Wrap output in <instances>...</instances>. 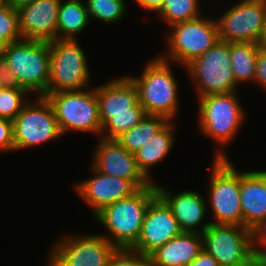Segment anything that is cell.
<instances>
[{
	"mask_svg": "<svg viewBox=\"0 0 266 266\" xmlns=\"http://www.w3.org/2000/svg\"><path fill=\"white\" fill-rule=\"evenodd\" d=\"M157 196L153 183L104 207L94 217L110 232L104 237L117 249H131L140 237L146 211Z\"/></svg>",
	"mask_w": 266,
	"mask_h": 266,
	"instance_id": "6da1fadb",
	"label": "cell"
},
{
	"mask_svg": "<svg viewBox=\"0 0 266 266\" xmlns=\"http://www.w3.org/2000/svg\"><path fill=\"white\" fill-rule=\"evenodd\" d=\"M169 64L156 57L146 64L140 77H128L137 87L139 104L146 114L172 121L178 110V87Z\"/></svg>",
	"mask_w": 266,
	"mask_h": 266,
	"instance_id": "7a4b0ae2",
	"label": "cell"
},
{
	"mask_svg": "<svg viewBox=\"0 0 266 266\" xmlns=\"http://www.w3.org/2000/svg\"><path fill=\"white\" fill-rule=\"evenodd\" d=\"M0 54L8 62L20 86L43 96L47 92L50 69L49 42L22 39L10 43Z\"/></svg>",
	"mask_w": 266,
	"mask_h": 266,
	"instance_id": "3957f363",
	"label": "cell"
},
{
	"mask_svg": "<svg viewBox=\"0 0 266 266\" xmlns=\"http://www.w3.org/2000/svg\"><path fill=\"white\" fill-rule=\"evenodd\" d=\"M224 151H216L210 178V202L213 224L243 226L240 203V172Z\"/></svg>",
	"mask_w": 266,
	"mask_h": 266,
	"instance_id": "277c9868",
	"label": "cell"
},
{
	"mask_svg": "<svg viewBox=\"0 0 266 266\" xmlns=\"http://www.w3.org/2000/svg\"><path fill=\"white\" fill-rule=\"evenodd\" d=\"M230 43L218 40L209 50L187 64L198 98L237 92L231 68Z\"/></svg>",
	"mask_w": 266,
	"mask_h": 266,
	"instance_id": "5b68a950",
	"label": "cell"
},
{
	"mask_svg": "<svg viewBox=\"0 0 266 266\" xmlns=\"http://www.w3.org/2000/svg\"><path fill=\"white\" fill-rule=\"evenodd\" d=\"M77 42L76 39H56L49 42V81L44 97L50 93L82 90L88 85V59Z\"/></svg>",
	"mask_w": 266,
	"mask_h": 266,
	"instance_id": "8992f818",
	"label": "cell"
},
{
	"mask_svg": "<svg viewBox=\"0 0 266 266\" xmlns=\"http://www.w3.org/2000/svg\"><path fill=\"white\" fill-rule=\"evenodd\" d=\"M50 101L62 134L70 130L99 133L102 124L99 119V108L96 87L87 91L72 90L50 93Z\"/></svg>",
	"mask_w": 266,
	"mask_h": 266,
	"instance_id": "52a82bcc",
	"label": "cell"
},
{
	"mask_svg": "<svg viewBox=\"0 0 266 266\" xmlns=\"http://www.w3.org/2000/svg\"><path fill=\"white\" fill-rule=\"evenodd\" d=\"M199 99V127L206 135L224 146L234 138L245 119L236 92L213 94Z\"/></svg>",
	"mask_w": 266,
	"mask_h": 266,
	"instance_id": "ba28073f",
	"label": "cell"
},
{
	"mask_svg": "<svg viewBox=\"0 0 266 266\" xmlns=\"http://www.w3.org/2000/svg\"><path fill=\"white\" fill-rule=\"evenodd\" d=\"M168 41V58L159 56L169 62L173 61L185 67L195 58L204 54L218 40L216 20L205 19L202 16L194 20L180 22L170 26Z\"/></svg>",
	"mask_w": 266,
	"mask_h": 266,
	"instance_id": "9c48e42d",
	"label": "cell"
},
{
	"mask_svg": "<svg viewBox=\"0 0 266 266\" xmlns=\"http://www.w3.org/2000/svg\"><path fill=\"white\" fill-rule=\"evenodd\" d=\"M27 102L13 122L14 150L33 147L62 136L54 109L44 96Z\"/></svg>",
	"mask_w": 266,
	"mask_h": 266,
	"instance_id": "30bf717a",
	"label": "cell"
},
{
	"mask_svg": "<svg viewBox=\"0 0 266 266\" xmlns=\"http://www.w3.org/2000/svg\"><path fill=\"white\" fill-rule=\"evenodd\" d=\"M201 235L203 249L219 266H252V238L249 228L211 223Z\"/></svg>",
	"mask_w": 266,
	"mask_h": 266,
	"instance_id": "8fae6325",
	"label": "cell"
},
{
	"mask_svg": "<svg viewBox=\"0 0 266 266\" xmlns=\"http://www.w3.org/2000/svg\"><path fill=\"white\" fill-rule=\"evenodd\" d=\"M47 266H108L117 248L104 235L60 238L52 247Z\"/></svg>",
	"mask_w": 266,
	"mask_h": 266,
	"instance_id": "7c38bea8",
	"label": "cell"
},
{
	"mask_svg": "<svg viewBox=\"0 0 266 266\" xmlns=\"http://www.w3.org/2000/svg\"><path fill=\"white\" fill-rule=\"evenodd\" d=\"M266 18V0H242L216 19L219 40L258 44Z\"/></svg>",
	"mask_w": 266,
	"mask_h": 266,
	"instance_id": "4fadbf2b",
	"label": "cell"
},
{
	"mask_svg": "<svg viewBox=\"0 0 266 266\" xmlns=\"http://www.w3.org/2000/svg\"><path fill=\"white\" fill-rule=\"evenodd\" d=\"M92 166L100 173L129 180L137 189L151 186L139 169L133 153H129L116 139L100 137L94 152Z\"/></svg>",
	"mask_w": 266,
	"mask_h": 266,
	"instance_id": "5bb4252c",
	"label": "cell"
},
{
	"mask_svg": "<svg viewBox=\"0 0 266 266\" xmlns=\"http://www.w3.org/2000/svg\"><path fill=\"white\" fill-rule=\"evenodd\" d=\"M182 232L171 209L157 196L146 211L140 237L131 250L149 256Z\"/></svg>",
	"mask_w": 266,
	"mask_h": 266,
	"instance_id": "9a60e30c",
	"label": "cell"
},
{
	"mask_svg": "<svg viewBox=\"0 0 266 266\" xmlns=\"http://www.w3.org/2000/svg\"><path fill=\"white\" fill-rule=\"evenodd\" d=\"M94 176L75 185L79 197L93 209L94 216L104 207L128 198L138 189L126 179L98 172L92 165Z\"/></svg>",
	"mask_w": 266,
	"mask_h": 266,
	"instance_id": "2e32d148",
	"label": "cell"
},
{
	"mask_svg": "<svg viewBox=\"0 0 266 266\" xmlns=\"http://www.w3.org/2000/svg\"><path fill=\"white\" fill-rule=\"evenodd\" d=\"M96 96L102 126L113 115L146 114L139 104L137 87L128 76L96 87Z\"/></svg>",
	"mask_w": 266,
	"mask_h": 266,
	"instance_id": "e0dca14e",
	"label": "cell"
},
{
	"mask_svg": "<svg viewBox=\"0 0 266 266\" xmlns=\"http://www.w3.org/2000/svg\"><path fill=\"white\" fill-rule=\"evenodd\" d=\"M60 3L61 0H34L18 8L22 38L47 42L56 40Z\"/></svg>",
	"mask_w": 266,
	"mask_h": 266,
	"instance_id": "ac0fdd59",
	"label": "cell"
},
{
	"mask_svg": "<svg viewBox=\"0 0 266 266\" xmlns=\"http://www.w3.org/2000/svg\"><path fill=\"white\" fill-rule=\"evenodd\" d=\"M158 196L171 209L173 216L177 220L183 232H194L202 234L211 224L205 223L198 230L204 220L207 204L204 196L195 191H183L173 196L168 188L156 185Z\"/></svg>",
	"mask_w": 266,
	"mask_h": 266,
	"instance_id": "d6986e66",
	"label": "cell"
},
{
	"mask_svg": "<svg viewBox=\"0 0 266 266\" xmlns=\"http://www.w3.org/2000/svg\"><path fill=\"white\" fill-rule=\"evenodd\" d=\"M240 203L244 227L266 218V171L240 173Z\"/></svg>",
	"mask_w": 266,
	"mask_h": 266,
	"instance_id": "ffe728a7",
	"label": "cell"
},
{
	"mask_svg": "<svg viewBox=\"0 0 266 266\" xmlns=\"http://www.w3.org/2000/svg\"><path fill=\"white\" fill-rule=\"evenodd\" d=\"M203 250L200 233L182 232L149 255L151 266H188Z\"/></svg>",
	"mask_w": 266,
	"mask_h": 266,
	"instance_id": "44dd1931",
	"label": "cell"
},
{
	"mask_svg": "<svg viewBox=\"0 0 266 266\" xmlns=\"http://www.w3.org/2000/svg\"><path fill=\"white\" fill-rule=\"evenodd\" d=\"M170 121L153 138L134 153L139 169L150 179V168L165 159L174 144V126Z\"/></svg>",
	"mask_w": 266,
	"mask_h": 266,
	"instance_id": "7402d4cb",
	"label": "cell"
},
{
	"mask_svg": "<svg viewBox=\"0 0 266 266\" xmlns=\"http://www.w3.org/2000/svg\"><path fill=\"white\" fill-rule=\"evenodd\" d=\"M87 6L83 0H66L59 5L57 39H76L89 24Z\"/></svg>",
	"mask_w": 266,
	"mask_h": 266,
	"instance_id": "603a6c76",
	"label": "cell"
},
{
	"mask_svg": "<svg viewBox=\"0 0 266 266\" xmlns=\"http://www.w3.org/2000/svg\"><path fill=\"white\" fill-rule=\"evenodd\" d=\"M170 121L162 116L148 115L133 128L122 133L116 140L129 152L135 153L149 139L153 138L161 131Z\"/></svg>",
	"mask_w": 266,
	"mask_h": 266,
	"instance_id": "cb8c5ba5",
	"label": "cell"
},
{
	"mask_svg": "<svg viewBox=\"0 0 266 266\" xmlns=\"http://www.w3.org/2000/svg\"><path fill=\"white\" fill-rule=\"evenodd\" d=\"M258 51L259 45L256 43H230V66L237 85L254 81Z\"/></svg>",
	"mask_w": 266,
	"mask_h": 266,
	"instance_id": "d4e9b609",
	"label": "cell"
},
{
	"mask_svg": "<svg viewBox=\"0 0 266 266\" xmlns=\"http://www.w3.org/2000/svg\"><path fill=\"white\" fill-rule=\"evenodd\" d=\"M199 0H163L157 11L169 26L201 17Z\"/></svg>",
	"mask_w": 266,
	"mask_h": 266,
	"instance_id": "484cf974",
	"label": "cell"
},
{
	"mask_svg": "<svg viewBox=\"0 0 266 266\" xmlns=\"http://www.w3.org/2000/svg\"><path fill=\"white\" fill-rule=\"evenodd\" d=\"M89 18L94 17L105 23H116L126 12L125 0H87Z\"/></svg>",
	"mask_w": 266,
	"mask_h": 266,
	"instance_id": "4316f807",
	"label": "cell"
},
{
	"mask_svg": "<svg viewBox=\"0 0 266 266\" xmlns=\"http://www.w3.org/2000/svg\"><path fill=\"white\" fill-rule=\"evenodd\" d=\"M22 39L17 9L5 4L0 8V52L10 43Z\"/></svg>",
	"mask_w": 266,
	"mask_h": 266,
	"instance_id": "83f0119b",
	"label": "cell"
},
{
	"mask_svg": "<svg viewBox=\"0 0 266 266\" xmlns=\"http://www.w3.org/2000/svg\"><path fill=\"white\" fill-rule=\"evenodd\" d=\"M26 94H29L26 89L2 88L0 91V118L13 121L27 103Z\"/></svg>",
	"mask_w": 266,
	"mask_h": 266,
	"instance_id": "f1b7e54d",
	"label": "cell"
},
{
	"mask_svg": "<svg viewBox=\"0 0 266 266\" xmlns=\"http://www.w3.org/2000/svg\"><path fill=\"white\" fill-rule=\"evenodd\" d=\"M146 114H122L113 115L103 126L101 137L116 139L122 133L137 125Z\"/></svg>",
	"mask_w": 266,
	"mask_h": 266,
	"instance_id": "f546056e",
	"label": "cell"
},
{
	"mask_svg": "<svg viewBox=\"0 0 266 266\" xmlns=\"http://www.w3.org/2000/svg\"><path fill=\"white\" fill-rule=\"evenodd\" d=\"M108 266H151L149 256L131 249H117L110 257Z\"/></svg>",
	"mask_w": 266,
	"mask_h": 266,
	"instance_id": "4dcf8cb0",
	"label": "cell"
},
{
	"mask_svg": "<svg viewBox=\"0 0 266 266\" xmlns=\"http://www.w3.org/2000/svg\"><path fill=\"white\" fill-rule=\"evenodd\" d=\"M14 151L13 122L0 118V151Z\"/></svg>",
	"mask_w": 266,
	"mask_h": 266,
	"instance_id": "1f68e13d",
	"label": "cell"
},
{
	"mask_svg": "<svg viewBox=\"0 0 266 266\" xmlns=\"http://www.w3.org/2000/svg\"><path fill=\"white\" fill-rule=\"evenodd\" d=\"M0 83L3 88L9 89H24L20 86L16 76L9 69L8 62L5 58L0 54Z\"/></svg>",
	"mask_w": 266,
	"mask_h": 266,
	"instance_id": "d6a6232c",
	"label": "cell"
},
{
	"mask_svg": "<svg viewBox=\"0 0 266 266\" xmlns=\"http://www.w3.org/2000/svg\"><path fill=\"white\" fill-rule=\"evenodd\" d=\"M266 89V50L259 47L254 82Z\"/></svg>",
	"mask_w": 266,
	"mask_h": 266,
	"instance_id": "836d02e7",
	"label": "cell"
},
{
	"mask_svg": "<svg viewBox=\"0 0 266 266\" xmlns=\"http://www.w3.org/2000/svg\"><path fill=\"white\" fill-rule=\"evenodd\" d=\"M250 230L252 246H266V218L260 220Z\"/></svg>",
	"mask_w": 266,
	"mask_h": 266,
	"instance_id": "e575fe53",
	"label": "cell"
},
{
	"mask_svg": "<svg viewBox=\"0 0 266 266\" xmlns=\"http://www.w3.org/2000/svg\"><path fill=\"white\" fill-rule=\"evenodd\" d=\"M188 266H219L217 261L204 249Z\"/></svg>",
	"mask_w": 266,
	"mask_h": 266,
	"instance_id": "d590c367",
	"label": "cell"
},
{
	"mask_svg": "<svg viewBox=\"0 0 266 266\" xmlns=\"http://www.w3.org/2000/svg\"><path fill=\"white\" fill-rule=\"evenodd\" d=\"M259 247L252 246V266H266V246Z\"/></svg>",
	"mask_w": 266,
	"mask_h": 266,
	"instance_id": "8d00e7d4",
	"label": "cell"
},
{
	"mask_svg": "<svg viewBox=\"0 0 266 266\" xmlns=\"http://www.w3.org/2000/svg\"><path fill=\"white\" fill-rule=\"evenodd\" d=\"M136 2L145 9L150 11H158L162 4L163 0H136Z\"/></svg>",
	"mask_w": 266,
	"mask_h": 266,
	"instance_id": "74e56055",
	"label": "cell"
},
{
	"mask_svg": "<svg viewBox=\"0 0 266 266\" xmlns=\"http://www.w3.org/2000/svg\"><path fill=\"white\" fill-rule=\"evenodd\" d=\"M34 0H4L5 4H7L9 7H12L13 9H18L23 5L29 4Z\"/></svg>",
	"mask_w": 266,
	"mask_h": 266,
	"instance_id": "f35d334b",
	"label": "cell"
},
{
	"mask_svg": "<svg viewBox=\"0 0 266 266\" xmlns=\"http://www.w3.org/2000/svg\"><path fill=\"white\" fill-rule=\"evenodd\" d=\"M260 48L266 50V18L265 23L263 25L262 33L258 42Z\"/></svg>",
	"mask_w": 266,
	"mask_h": 266,
	"instance_id": "ab89813d",
	"label": "cell"
},
{
	"mask_svg": "<svg viewBox=\"0 0 266 266\" xmlns=\"http://www.w3.org/2000/svg\"><path fill=\"white\" fill-rule=\"evenodd\" d=\"M5 5L4 0H0V8H2Z\"/></svg>",
	"mask_w": 266,
	"mask_h": 266,
	"instance_id": "60d3db41",
	"label": "cell"
}]
</instances>
